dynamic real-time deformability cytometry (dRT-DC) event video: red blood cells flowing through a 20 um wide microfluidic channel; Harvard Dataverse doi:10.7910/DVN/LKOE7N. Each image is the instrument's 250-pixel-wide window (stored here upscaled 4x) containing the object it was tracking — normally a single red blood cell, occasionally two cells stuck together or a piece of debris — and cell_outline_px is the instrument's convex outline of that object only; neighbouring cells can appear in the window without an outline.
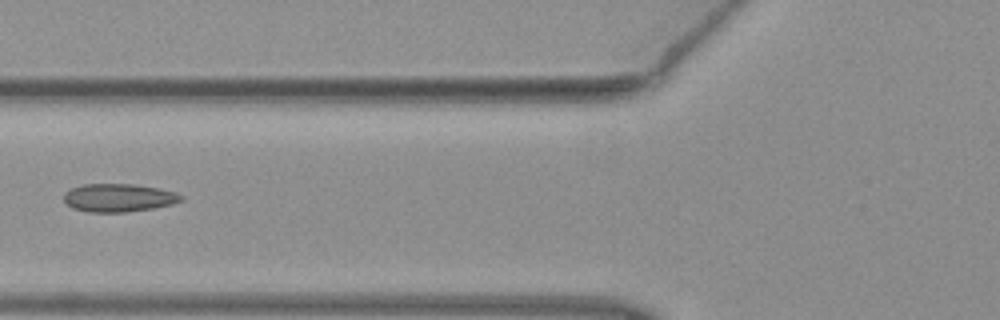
{"species": "common noctule bat (a hibernating species)", "species_latin": "Nyctalus noctula", "temperature_condition": "warm", "stored_images_in_passage": 4, "camera_frame_rate_fps": 3000, "um_per_image_px": 0.085, "animal": {"sex": "female", "body_mass_g": 19.3, "forearm_length_mm": 54.1}, "frame": {"image": 1, "passage_image": 4, "time_ms": 1.0, "image_size_px": [1000, 320], "cell_outline_px": [[184, 200], [172, 204], [152, 208], [128, 212], [88, 212], [72, 208], [64, 200], [64, 192], [72, 188], [84, 184], [136, 184], [160, 188], [176, 192], [184, 196]], "centroid_in_image_um": [10.12, 16.8], "position_along_channel_um": 115.7, "area_um2": 19.36}}